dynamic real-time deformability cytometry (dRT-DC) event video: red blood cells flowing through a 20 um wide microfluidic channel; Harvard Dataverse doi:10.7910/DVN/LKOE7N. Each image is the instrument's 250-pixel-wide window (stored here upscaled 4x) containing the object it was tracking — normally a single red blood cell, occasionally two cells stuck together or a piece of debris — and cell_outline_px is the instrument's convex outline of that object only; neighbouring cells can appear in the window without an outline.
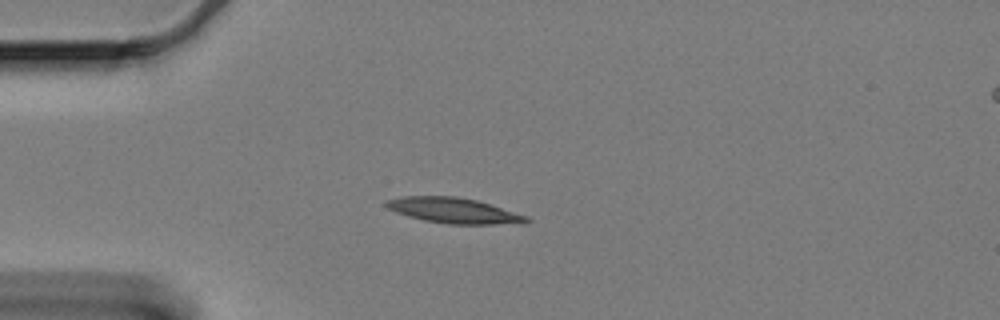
{"species": "Egyptian fruit bat (a non-hibernating species)", "species_latin": "Rousettus aegyptiacus", "temperature_condition": "cold", "stored_images_in_passage": 42, "camera_frame_rate_fps": 3000, "um_per_image_px": 0.085, "animal": {"sex": "female"}, "frame": {"image": 1, "passage_image": 1, "time_ms": 0.0, "image_size_px": [1000, 320], "cell_outline_px": [[532, 220], [524, 224], [448, 224], [424, 220], [408, 216], [396, 212], [388, 208], [384, 204], [388, 200], [404, 196], [456, 196], [476, 200], [528, 216]], "centroid_in_image_um": [38.62, 17.9], "position_along_channel_um": 46.4, "area_um2": 20.75}}
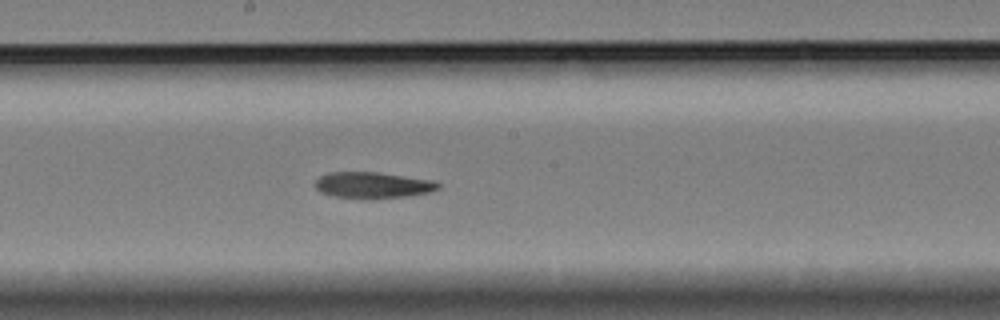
{"frame": {"image": 2, "passage_image": 18, "time_ms": 5.667, "image_size_px": [1000, 320], "cell_outline_px": [[440, 188], [428, 192], [408, 196], [368, 200], [332, 196], [320, 192], [316, 188], [316, 180], [320, 176], [328, 172], [376, 172], [432, 180], [440, 184]], "centroid_in_image_um": [31.66, 15.75], "position_along_channel_um": 216.5, "area_um2": 18.96}}
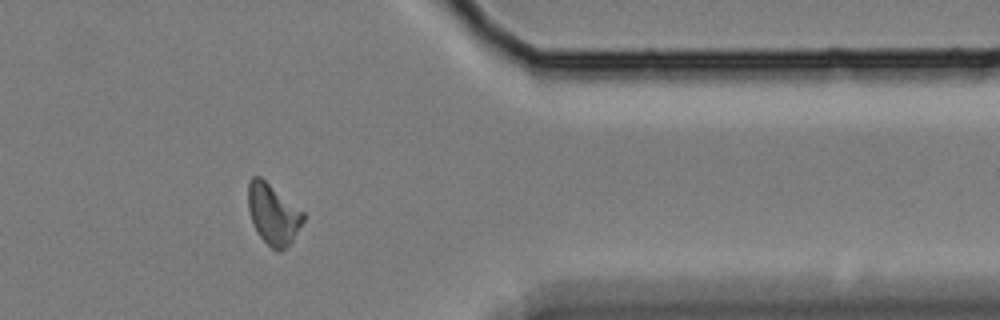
{"frame": {"image": 3, "passage_image": 35, "time_ms": 11.333, "image_size_px": [1000, 320], "cell_outline_px": [[304, 220], [292, 240], [280, 252], [276, 252], [256, 232], [252, 224], [248, 208], [248, 184], [252, 176], [260, 176], [304, 212]], "centroid_in_image_um": [23.19, 18.2], "position_along_channel_um": 388.2, "area_um2": 19.31}}